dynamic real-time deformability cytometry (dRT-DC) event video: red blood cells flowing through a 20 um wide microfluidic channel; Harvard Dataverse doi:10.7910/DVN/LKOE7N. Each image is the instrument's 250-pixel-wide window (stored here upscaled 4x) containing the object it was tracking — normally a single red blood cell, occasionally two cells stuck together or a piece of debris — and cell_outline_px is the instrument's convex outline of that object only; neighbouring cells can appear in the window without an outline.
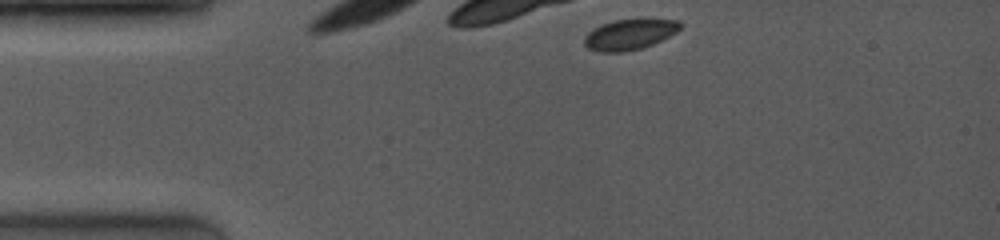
{"species": "common noctule bat (a hibernating species)", "species_latin": "Nyctalus noctula", "temperature_condition": "room temperature", "stored_images_in_passage": 6, "camera_frame_rate_fps": 4000, "um_per_image_px": 0.085, "animal": {"sex": "female", "body_mass_g": 19.0, "forearm_length_mm": 53.3}, "frame": {"image": 1, "passage_image": 1, "time_ms": 0.0, "image_size_px": [1000, 240], "cell_outline_px": [[684, 24], [676, 32], [652, 44], [640, 48], [624, 52], [600, 52], [588, 48], [584, 44], [584, 36], [592, 28], [616, 20], [644, 16], [680, 20]], "centroid_in_image_um": [53.57, 2.87], "position_along_channel_um": 31.4, "area_um2": 17.69}}